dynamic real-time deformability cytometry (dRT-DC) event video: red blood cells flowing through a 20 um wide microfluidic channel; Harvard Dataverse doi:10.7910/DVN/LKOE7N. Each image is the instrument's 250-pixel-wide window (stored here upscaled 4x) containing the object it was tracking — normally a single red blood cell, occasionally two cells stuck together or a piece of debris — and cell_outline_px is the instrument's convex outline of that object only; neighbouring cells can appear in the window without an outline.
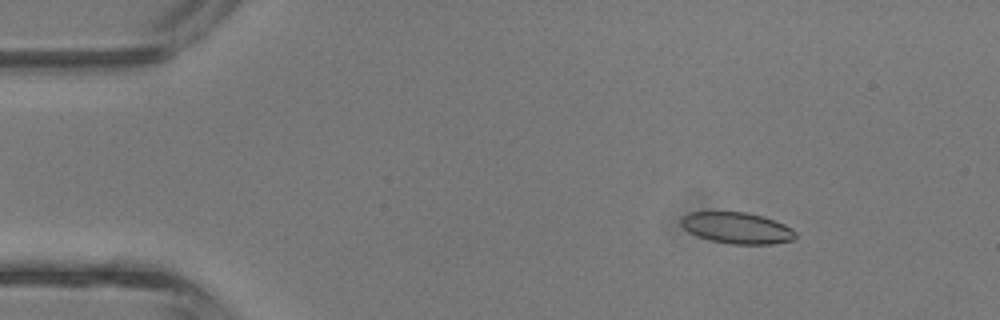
{"species": "common noctule bat (a hibernating species)", "species_latin": "Nyctalus noctula", "temperature_condition": "room temperature", "stored_images_in_passage": 3, "camera_frame_rate_fps": 3000, "um_per_image_px": 0.085, "animal": {"sex": "male", "body_mass_g": 13.3}, "frame": {"image": 1, "passage_image": 1, "time_ms": 0.0, "image_size_px": [1000, 320], "cell_outline_px": [[796, 236], [792, 240], [772, 244], [732, 244], [712, 240], [688, 232], [680, 224], [680, 220], [688, 212], [744, 212], [764, 216], [784, 224], [792, 228], [796, 232]], "centroid_in_image_um": [62.66, 19.37], "position_along_channel_um": 22.3, "area_um2": 20.75}}
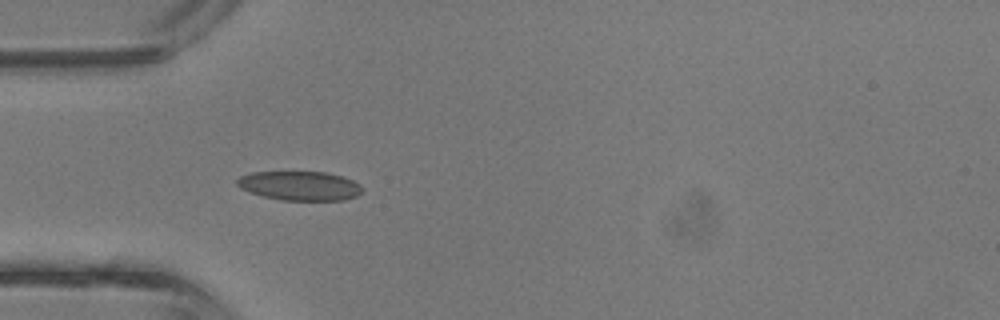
{"frame": {"image": 2, "passage_image": 3, "time_ms": 0.667, "image_size_px": [1000, 320], "cell_outline_px": [[364, 192], [356, 196], [344, 200], [280, 200], [264, 196], [240, 188], [236, 184], [236, 180], [240, 176], [252, 172], [324, 172], [344, 176], [360, 184], [364, 188]], "centroid_in_image_um": [25.53, 15.79], "position_along_channel_um": 59.5, "area_um2": 21.39}}